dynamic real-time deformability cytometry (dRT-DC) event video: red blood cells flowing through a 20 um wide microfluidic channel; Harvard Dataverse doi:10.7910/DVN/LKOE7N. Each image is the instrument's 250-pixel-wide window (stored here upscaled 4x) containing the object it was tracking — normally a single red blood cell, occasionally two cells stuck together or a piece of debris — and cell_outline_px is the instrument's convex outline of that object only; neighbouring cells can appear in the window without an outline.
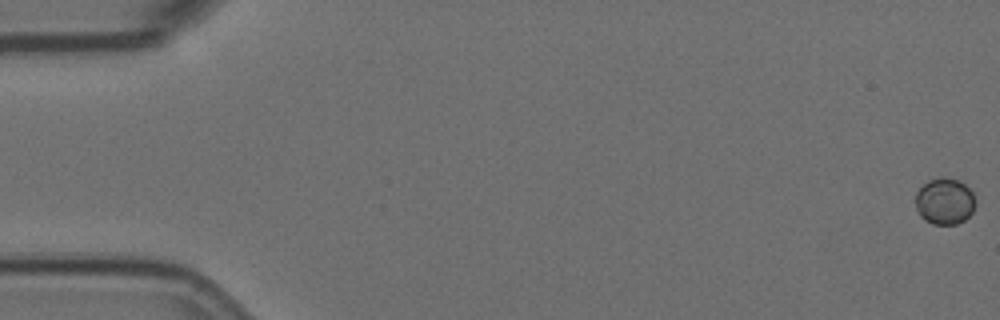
{"species": "Egyptian fruit bat (a non-hibernating species)", "species_latin": "Rousettus aegyptiacus", "temperature_condition": "room temperature", "stored_images_in_passage": 58, "camera_frame_rate_fps": 3000, "um_per_image_px": 0.085, "animal": {"sex": "female"}, "frame": {"image": 1, "passage_image": 1, "time_ms": 0.0, "image_size_px": [1000, 320], "cell_outline_px": [[976, 204], [972, 212], [964, 220], [956, 224], [932, 224], [924, 220], [920, 216], [916, 208], [916, 192], [928, 180], [960, 180], [972, 192], [976, 200]], "centroid_in_image_um": [80.3, 17.15], "position_along_channel_um": 4.7, "area_um2": 15.9}}
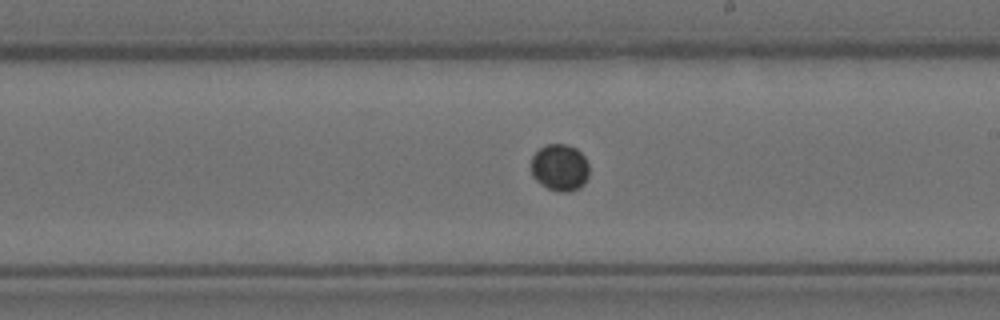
{"frame": {"image": 2, "passage_image": 34, "time_ms": 11.0, "image_size_px": [1000, 320], "cell_outline_px": [[588, 176], [584, 184], [580, 188], [568, 192], [560, 192], [548, 188], [536, 180], [532, 176], [532, 156], [540, 148], [548, 144], [564, 144], [576, 148], [584, 156], [588, 164]], "centroid_in_image_um": [47.6, 14.25], "position_along_channel_um": 241.4, "area_um2": 15.78}}
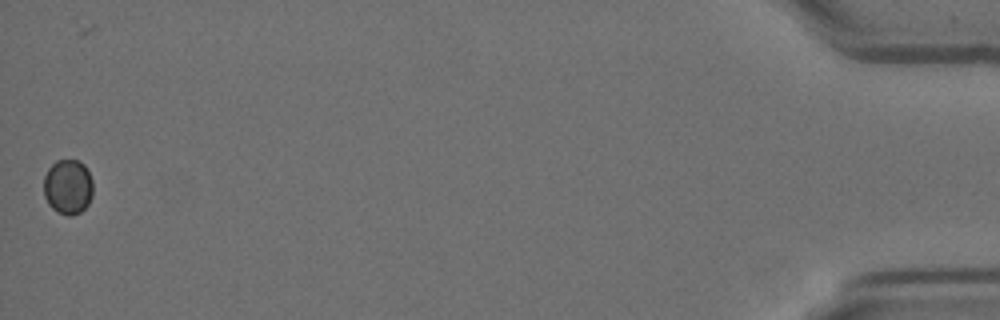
{"frame": {"image": 3, "passage_image": 58, "time_ms": 19.0, "image_size_px": [1000, 320], "cell_outline_px": [[92, 196], [88, 204], [80, 212], [72, 216], [68, 216], [56, 212], [48, 204], [44, 196], [44, 176], [48, 168], [56, 160], [80, 160], [84, 164], [92, 180]], "centroid_in_image_um": [5.76, 15.88], "position_along_channel_um": 429.4, "area_um2": 15.95}}